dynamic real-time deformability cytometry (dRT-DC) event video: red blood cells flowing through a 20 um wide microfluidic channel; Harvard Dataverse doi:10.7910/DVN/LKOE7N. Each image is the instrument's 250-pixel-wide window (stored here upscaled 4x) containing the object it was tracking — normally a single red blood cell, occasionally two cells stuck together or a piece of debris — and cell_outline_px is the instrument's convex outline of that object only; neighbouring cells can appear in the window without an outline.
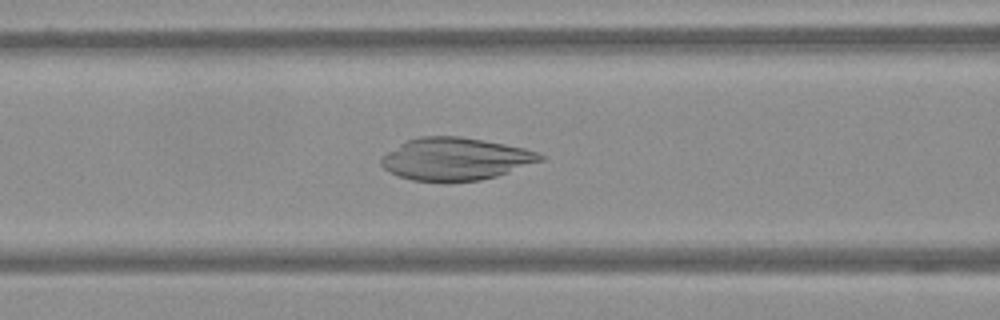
{"species": "Egyptian fruit bat (a non-hibernating species)", "species_latin": "Rousettus aegyptiacus", "temperature_condition": "warm", "stored_images_in_passage": 54, "camera_frame_rate_fps": 3000, "um_per_image_px": 0.085, "frame": {"image": 1, "passage_image": 20, "time_ms": 6.333, "image_size_px": [1000, 320], "cell_outline_px": [[544, 160], [496, 176], [480, 180], [412, 180], [388, 172], [380, 164], [380, 160], [388, 152], [400, 144], [408, 140], [420, 136], [460, 136], [504, 144], [524, 148], [536, 152], [544, 156]], "centroid_in_image_um": [38.71, 13.49], "position_along_channel_um": 127.9, "area_um2": 38.67}}
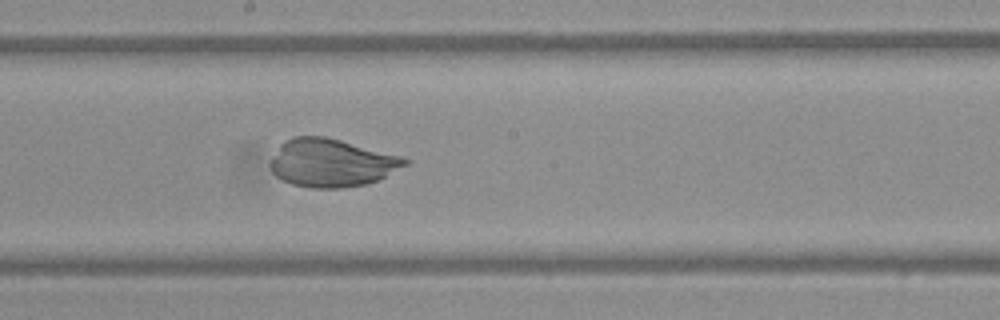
{"frame": {"image": 2, "passage_image": 28, "time_ms": 9.0, "image_size_px": [1000, 320], "cell_outline_px": [[412, 160], [408, 164], [368, 184], [344, 188], [312, 188], [292, 184], [276, 176], [272, 172], [268, 164], [280, 144], [284, 140], [296, 136], [324, 136], [340, 140], [400, 156]], "centroid_in_image_um": [28.15, 13.84], "position_along_channel_um": 220.1, "area_um2": 37.51}}
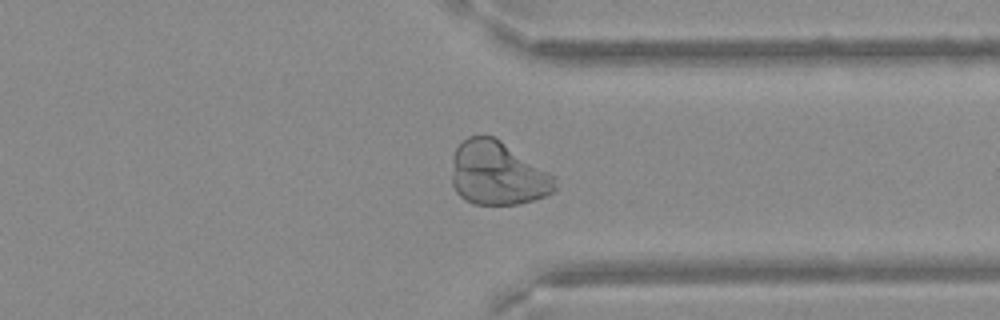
{"frame": {"image": 3, "passage_image": 41, "time_ms": 13.333, "image_size_px": [1000, 320], "cell_outline_px": [[556, 188], [552, 192], [544, 196], [532, 200], [516, 204], [472, 204], [464, 200], [456, 192], [452, 184], [452, 156], [456, 148], [468, 136], [496, 136], [556, 176]], "centroid_in_image_um": [42.29, 14.73], "position_along_channel_um": 369.1, "area_um2": 38.67}}